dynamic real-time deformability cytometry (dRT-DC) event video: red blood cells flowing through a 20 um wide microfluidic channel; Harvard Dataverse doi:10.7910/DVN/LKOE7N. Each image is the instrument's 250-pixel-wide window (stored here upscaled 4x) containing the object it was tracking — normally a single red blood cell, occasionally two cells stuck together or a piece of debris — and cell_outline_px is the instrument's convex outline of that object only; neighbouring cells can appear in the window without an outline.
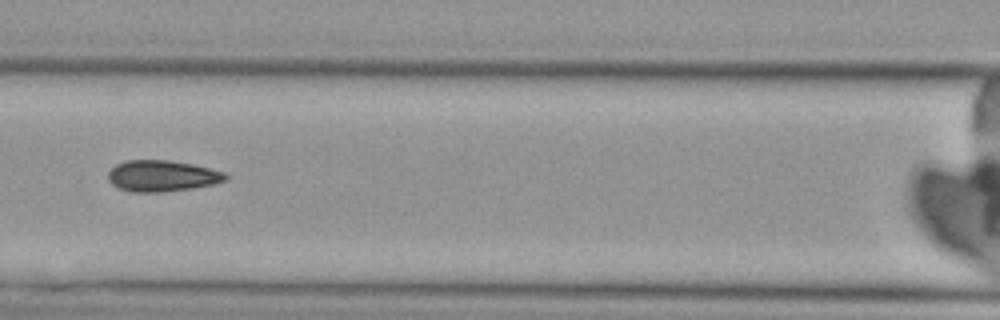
{"species": "Egyptian fruit bat (a non-hibernating species)", "species_latin": "Rousettus aegyptiacus", "temperature_condition": "cold", "stored_images_in_passage": 8, "camera_frame_rate_fps": 3000, "um_per_image_px": 0.085, "animal": {"sex": "female"}, "frame": {"image": 1, "passage_image": 8, "time_ms": 8.0, "image_size_px": [1000, 320], "cell_outline_px": [[228, 176], [224, 180], [212, 184], [192, 188], [164, 192], [132, 192], [120, 188], [112, 184], [108, 180], [108, 172], [116, 164], [128, 160], [168, 160], [192, 164], [224, 172]], "centroid_in_image_um": [13.74, 14.95], "position_along_channel_um": 152.9, "area_um2": 21.15}}